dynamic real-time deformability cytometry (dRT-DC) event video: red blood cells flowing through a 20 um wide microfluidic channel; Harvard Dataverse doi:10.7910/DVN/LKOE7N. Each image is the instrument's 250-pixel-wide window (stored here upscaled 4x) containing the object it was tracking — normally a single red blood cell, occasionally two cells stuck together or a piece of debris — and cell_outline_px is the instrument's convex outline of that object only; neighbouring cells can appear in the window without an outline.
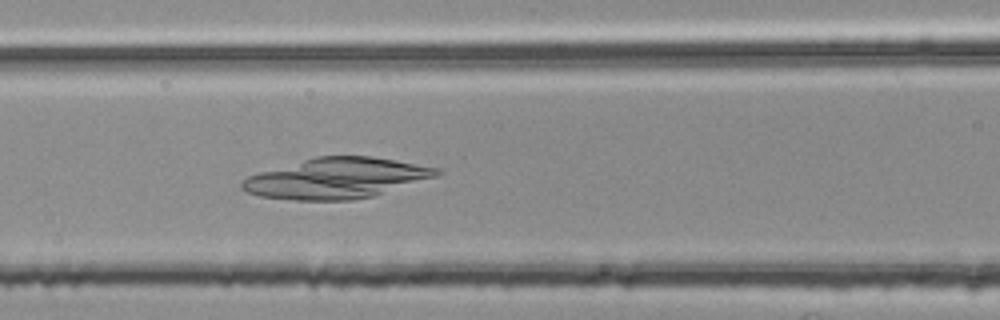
{"species": "common noctule bat (a hibernating species)", "species_latin": "Nyctalus noctula", "temperature_condition": "room temperature", "stored_images_in_passage": 34, "camera_frame_rate_fps": 3000, "um_per_image_px": 0.085, "animal": {"sex": "female", "body_mass_g": 25.1}, "frame": {"image": 1, "passage_image": 9, "time_ms": 2.667, "image_size_px": [1000, 320], "cell_outline_px": [[444, 172], [436, 176], [372, 196], [352, 200], [296, 200], [260, 196], [248, 192], [240, 188], [240, 184], [248, 176], [260, 172], [316, 156], [368, 156], [440, 168]], "centroid_in_image_um": [28.59, 15.15], "position_along_channel_um": 138.0, "area_um2": 45.26}}
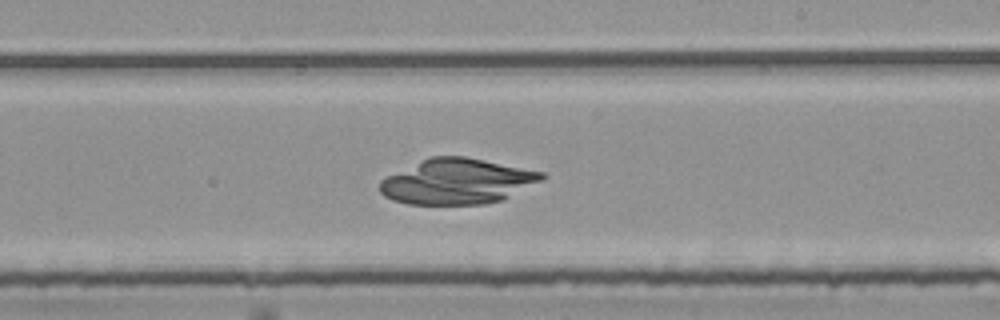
{"frame": {"image": 2, "passage_image": 18, "time_ms": 5.667, "image_size_px": [1000, 320], "cell_outline_px": [[548, 176], [500, 200], [484, 204], [408, 204], [392, 200], [384, 196], [380, 192], [380, 180], [384, 176], [432, 156], [464, 156], [544, 172]], "centroid_in_image_um": [38.79, 15.42], "position_along_channel_um": 250.2, "area_um2": 42.37}}
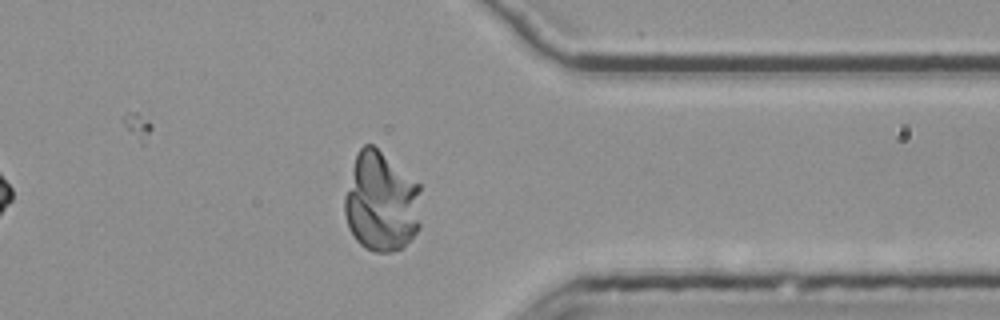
{"frame": {"image": 3, "passage_image": 29, "time_ms": 9.333, "image_size_px": [1000, 320], "cell_outline_px": [[420, 228], [400, 248], [392, 252], [376, 252], [364, 248], [356, 240], [348, 228], [344, 212], [344, 196], [356, 152], [364, 144], [372, 144], [420, 184]], "centroid_in_image_um": [32.38, 17.16], "position_along_channel_um": 379.0, "area_um2": 44.8}}